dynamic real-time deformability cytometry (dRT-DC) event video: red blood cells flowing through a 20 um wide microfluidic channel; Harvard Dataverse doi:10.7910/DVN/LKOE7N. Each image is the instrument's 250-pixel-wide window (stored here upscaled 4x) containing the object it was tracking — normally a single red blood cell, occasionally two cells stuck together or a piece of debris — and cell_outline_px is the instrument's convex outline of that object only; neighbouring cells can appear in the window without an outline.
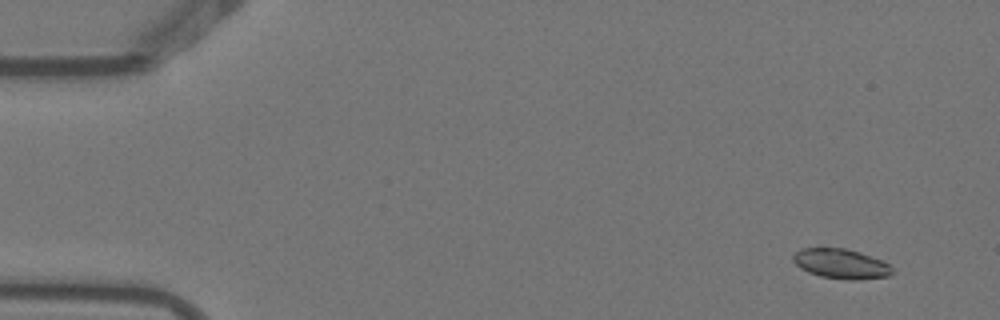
{"species": "Egyptian fruit bat (a non-hibernating species)", "species_latin": "Rousettus aegyptiacus", "temperature_condition": "warm", "stored_images_in_passage": 3, "camera_frame_rate_fps": 3000, "um_per_image_px": 0.085, "animal": {"sex": "female"}, "frame": {"image": 1, "passage_image": 1, "time_ms": 0.0, "image_size_px": [1000, 320], "cell_outline_px": [[896, 272], [888, 276], [856, 280], [852, 280], [820, 276], [808, 272], [800, 268], [792, 260], [792, 256], [800, 248], [844, 248], [860, 252], [872, 256], [888, 264]], "centroid_in_image_um": [71.48, 22.42], "position_along_channel_um": 13.5, "area_um2": 17.22}}
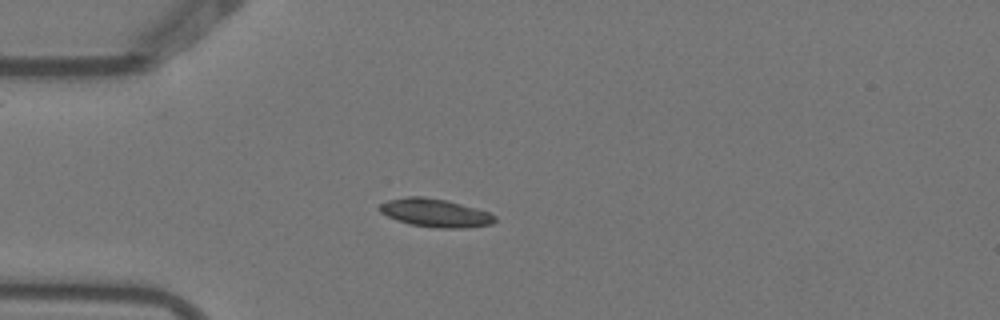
{"frame": {"image": 2, "passage_image": 3, "time_ms": 0.667, "image_size_px": [1000, 320], "cell_outline_px": [[496, 220], [492, 224], [468, 228], [436, 228], [408, 224], [396, 220], [380, 212], [376, 208], [380, 204], [388, 200], [408, 196], [424, 196], [448, 200], [488, 212], [496, 216]], "centroid_in_image_um": [36.97, 18.1], "position_along_channel_um": 48.0, "area_um2": 19.19}}